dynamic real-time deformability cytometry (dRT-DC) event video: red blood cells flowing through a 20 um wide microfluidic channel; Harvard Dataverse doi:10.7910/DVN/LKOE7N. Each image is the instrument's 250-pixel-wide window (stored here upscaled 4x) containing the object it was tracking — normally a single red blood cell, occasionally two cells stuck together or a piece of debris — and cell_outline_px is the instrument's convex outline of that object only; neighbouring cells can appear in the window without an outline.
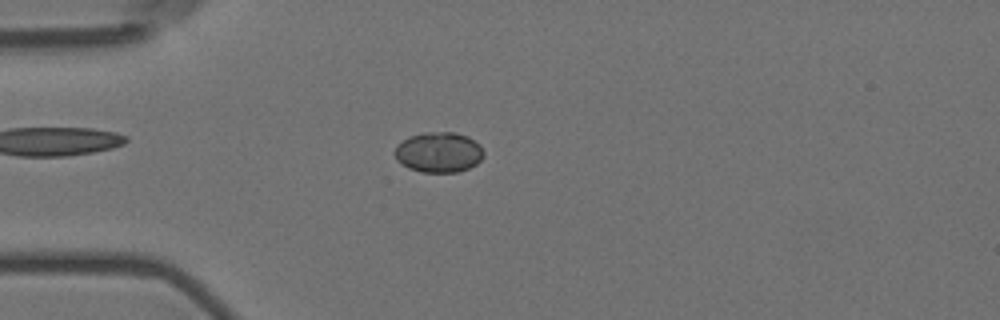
{"species": "Egyptian fruit bat (a non-hibernating species)", "species_latin": "Rousettus aegyptiacus", "temperature_condition": "room temperature", "stored_images_in_passage": 56, "camera_frame_rate_fps": 3000, "um_per_image_px": 0.085, "animal": {"sex": "female"}, "frame": {"image": 1, "passage_image": 15, "time_ms": 4.667, "image_size_px": [1000, 320], "cell_outline_px": [[484, 156], [476, 164], [468, 168], [456, 172], [420, 172], [408, 168], [396, 160], [392, 152], [404, 140], [412, 136], [424, 132], [456, 132], [468, 136], [480, 144], [484, 152]], "centroid_in_image_um": [37.3, 12.94], "position_along_channel_um": 47.7, "area_um2": 20.98}}
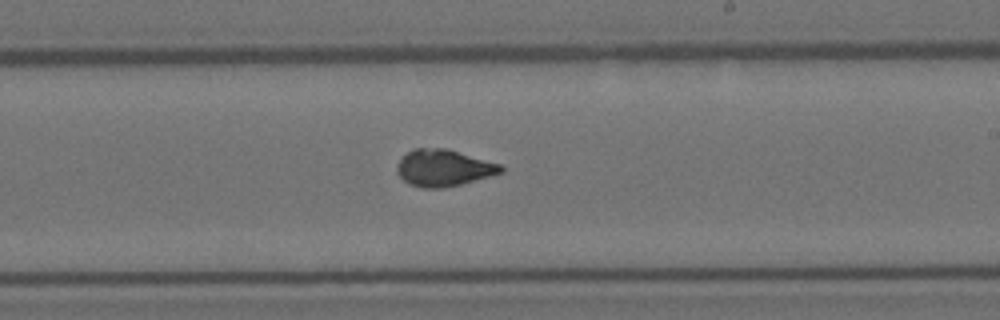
{"frame": {"image": 2, "passage_image": 33, "time_ms": 10.667, "image_size_px": [1000, 320], "cell_outline_px": [[504, 172], [460, 184], [444, 188], [424, 188], [412, 184], [404, 180], [396, 172], [396, 168], [400, 160], [408, 152], [416, 148], [448, 148], [500, 164], [504, 168]], "centroid_in_image_um": [37.72, 14.26], "position_along_channel_um": 251.3, "area_um2": 22.02}}
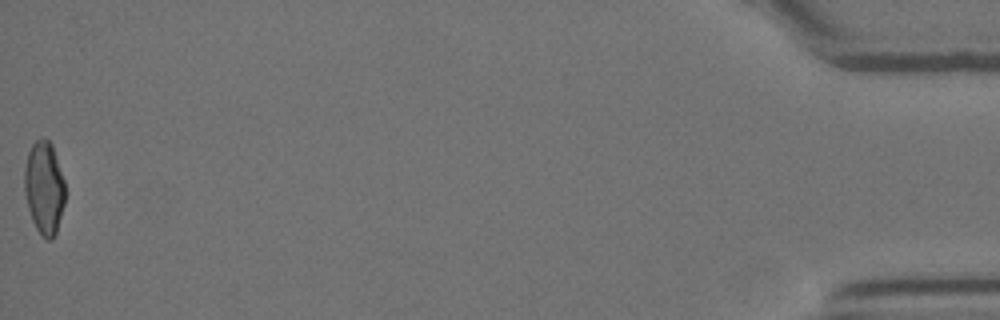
{"frame": {"image": 3, "passage_image": 56, "time_ms": 18.333, "image_size_px": [1000, 320], "cell_outline_px": [[64, 204], [56, 232], [52, 240], [48, 240], [36, 228], [32, 220], [28, 208], [24, 192], [24, 172], [28, 152], [32, 144], [40, 136], [44, 136], [52, 144], [64, 180]], "centroid_in_image_um": [3.74, 15.92], "position_along_channel_um": 431.5, "area_um2": 21.96}, "authors_computed_cell_mechanics": {"area_um2": 21.6172, "velocity_mm_per_s": 3.6366, "shape_relaxation_time_tau1_ms": null, "shape_relaxation_time_tau2_ms": 0.7091, "deformation_change_tau1": null, "deformation_change_tau2": 0.0549}}